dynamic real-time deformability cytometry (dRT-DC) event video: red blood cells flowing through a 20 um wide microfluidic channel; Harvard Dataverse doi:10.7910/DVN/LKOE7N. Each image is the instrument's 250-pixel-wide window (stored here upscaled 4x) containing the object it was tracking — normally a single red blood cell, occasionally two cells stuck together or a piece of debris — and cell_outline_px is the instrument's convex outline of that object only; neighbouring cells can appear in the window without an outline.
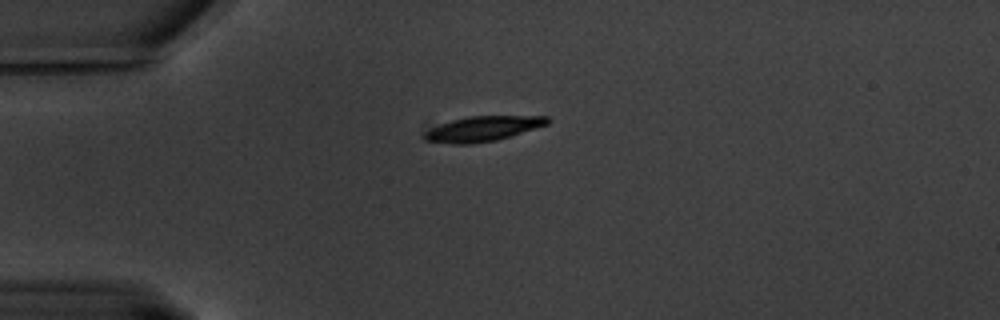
{"species": "common noctule bat (a hibernating species)", "species_latin": "Nyctalus noctula", "temperature_condition": "warm", "stored_images_in_passage": 47, "camera_frame_rate_fps": 3000, "um_per_image_px": 0.085, "animal": {"sex": "male", "body_mass_g": 20.1, "forearm_length_mm": 53.5}, "frame": {"image": 1, "passage_image": 1, "time_ms": 0.0, "image_size_px": [1000, 320], "cell_outline_px": [[552, 120], [548, 124], [496, 140], [468, 144], [452, 144], [428, 140], [424, 136], [424, 132], [440, 124], [452, 120], [468, 116], [548, 116]], "centroid_in_image_um": [41.07, 10.93], "position_along_channel_um": 43.9, "area_um2": 17.63}}
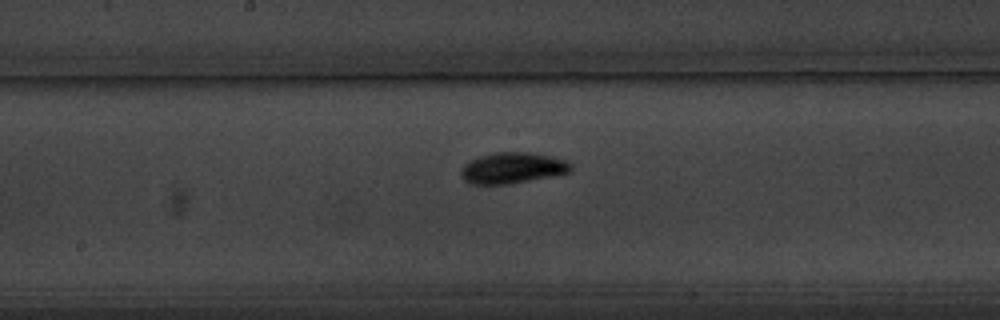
{"frame": {"image": 2, "passage_image": 18, "time_ms": 5.667, "image_size_px": [1000, 320], "cell_outline_px": [[572, 172], [556, 176], [508, 184], [472, 184], [464, 180], [460, 172], [464, 164], [480, 156], [496, 152], [532, 152], [568, 160], [572, 164]], "centroid_in_image_um": [43.63, 14.28], "position_along_channel_um": 204.6, "area_um2": 20.06}}
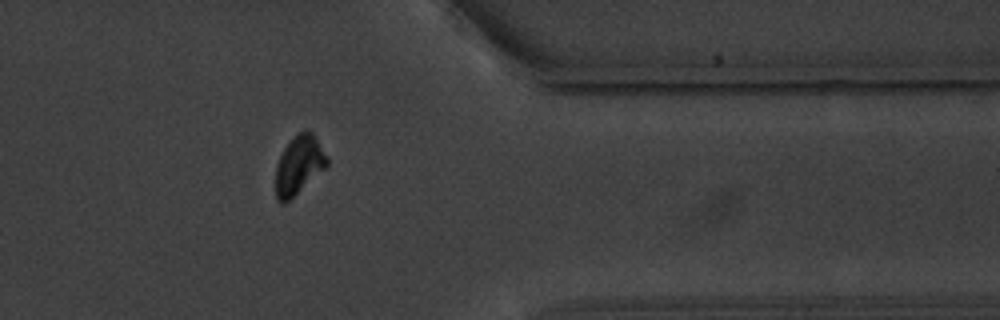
{"frame": {"image": 3, "passage_image": 36, "time_ms": 11.667, "image_size_px": [1000, 320], "cell_outline_px": [[328, 168], [284, 204], [280, 204], [276, 200], [276, 164], [284, 148], [300, 132], [312, 132], [328, 160]], "centroid_in_image_um": [25.41, 14.11], "position_along_channel_um": 386.0, "area_um2": 17.34}, "authors_computed_cell_mechanics": {"area_um2": 18.0914, "velocity_mm_per_s": 3.2351, "shape_relaxation_time_tau1_ms": 2.6639, "shape_relaxation_time_tau2_ms": 7.9071, "deformation_change_tau1": 0.1469, "deformation_change_tau2": 0.0701}}